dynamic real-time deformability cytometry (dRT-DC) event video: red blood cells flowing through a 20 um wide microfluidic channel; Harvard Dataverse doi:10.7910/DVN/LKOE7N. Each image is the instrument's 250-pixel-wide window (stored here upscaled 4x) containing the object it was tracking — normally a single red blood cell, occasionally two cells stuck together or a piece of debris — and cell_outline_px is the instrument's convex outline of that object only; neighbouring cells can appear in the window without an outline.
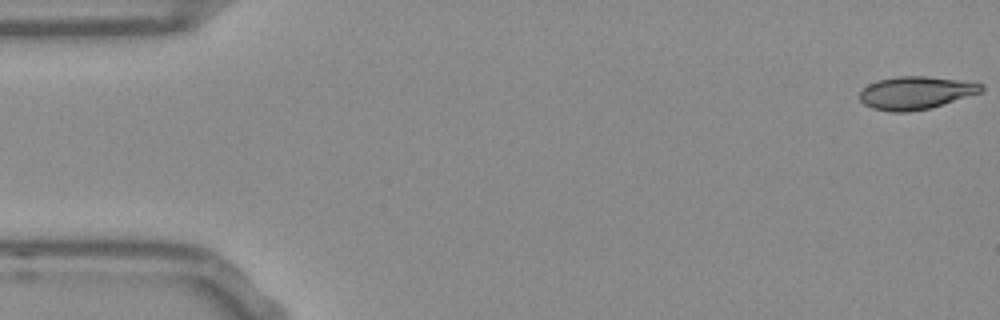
{"species": "Egyptian fruit bat (a non-hibernating species)", "species_latin": "Rousettus aegyptiacus", "temperature_condition": "room temperature", "stored_images_in_passage": 12, "camera_frame_rate_fps": 3000, "um_per_image_px": 0.085, "frame": {"image": 1, "passage_image": 1, "time_ms": 0.0, "image_size_px": [1000, 320], "cell_outline_px": [[984, 92], [932, 108], [908, 112], [892, 112], [872, 108], [864, 104], [860, 100], [860, 92], [868, 84], [876, 80], [900, 76], [928, 76], [984, 84]], "centroid_in_image_um": [77.87, 7.9], "position_along_channel_um": 7.1, "area_um2": 23.47}}